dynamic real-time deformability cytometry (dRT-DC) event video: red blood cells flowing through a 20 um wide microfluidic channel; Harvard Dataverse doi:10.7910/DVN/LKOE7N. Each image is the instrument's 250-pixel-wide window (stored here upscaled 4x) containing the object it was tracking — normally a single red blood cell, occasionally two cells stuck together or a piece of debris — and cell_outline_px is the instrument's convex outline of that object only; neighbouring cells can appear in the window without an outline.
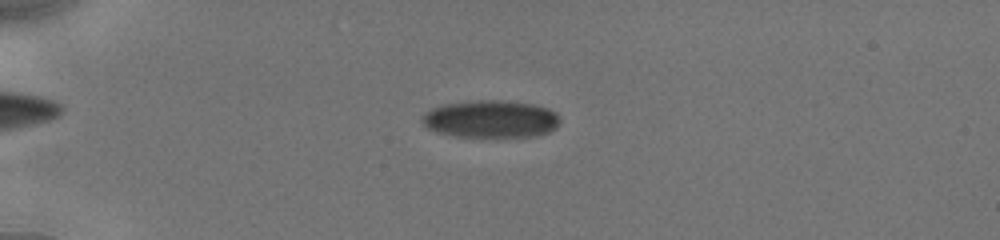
{"species": "human", "species_latin": "Homo sapiens", "temperature_condition": "cold", "stored_images_in_passage": 7, "camera_frame_rate_fps": 3000, "um_per_image_px": 0.085, "donor": {"sex": "male"}, "frame": {"image": 1, "passage_image": 6, "time_ms": 4.0, "image_size_px": [1000, 240], "cell_outline_px": [[560, 120], [556, 128], [548, 132], [536, 136], [496, 140], [452, 136], [436, 132], [428, 128], [420, 120], [420, 116], [424, 112], [440, 104], [476, 100], [500, 100], [536, 104], [548, 108], [556, 112], [560, 116]], "centroid_in_image_um": [41.71, 10.16], "position_along_channel_um": 43.3, "area_um2": 31.62}}